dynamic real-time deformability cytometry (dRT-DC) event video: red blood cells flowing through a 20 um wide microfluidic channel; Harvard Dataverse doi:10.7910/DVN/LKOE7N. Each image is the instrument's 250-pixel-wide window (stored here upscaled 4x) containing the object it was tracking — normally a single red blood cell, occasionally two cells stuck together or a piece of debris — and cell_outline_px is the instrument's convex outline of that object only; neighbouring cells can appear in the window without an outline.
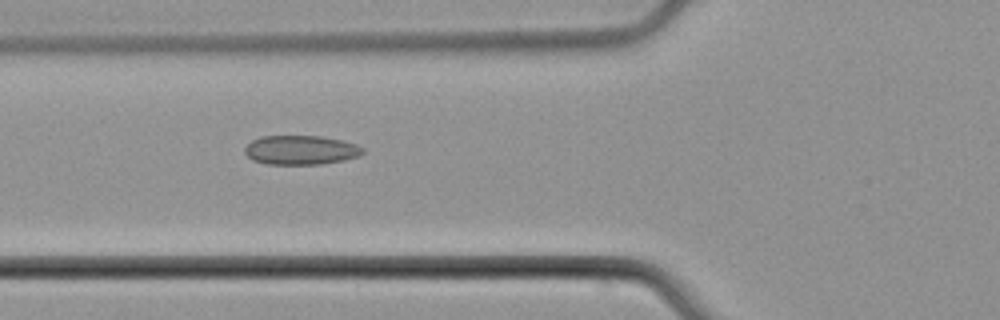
{"species": "common noctule bat (a hibernating species)", "species_latin": "Nyctalus noctula", "temperature_condition": "cold", "stored_images_in_passage": 5, "camera_frame_rate_fps": 3000, "um_per_image_px": 0.085, "animal": {"sex": "male", "body_mass_g": 21.5, "forearm_length_mm": 52.0}, "frame": {"image": 1, "passage_image": 5, "time_ms": 5.0, "image_size_px": [1000, 320], "cell_outline_px": [[364, 152], [360, 156], [344, 160], [320, 164], [268, 164], [252, 160], [244, 152], [244, 148], [252, 140], [260, 136], [320, 136], [344, 140], [356, 144], [364, 148]], "centroid_in_image_um": [25.58, 12.75], "position_along_channel_um": 100.2, "area_um2": 20.23}}